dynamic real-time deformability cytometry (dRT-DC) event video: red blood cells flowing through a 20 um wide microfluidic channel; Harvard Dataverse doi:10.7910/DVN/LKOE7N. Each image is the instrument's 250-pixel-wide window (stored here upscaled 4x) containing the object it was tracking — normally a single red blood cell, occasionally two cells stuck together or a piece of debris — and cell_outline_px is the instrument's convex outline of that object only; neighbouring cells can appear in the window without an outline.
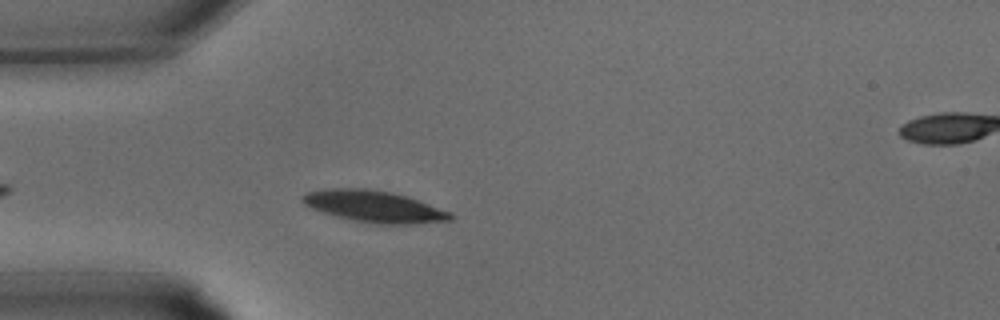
{"species": "common noctule bat (a hibernating species)", "species_latin": "Nyctalus noctula", "temperature_condition": "warm", "stored_images_in_passage": 25, "camera_frame_rate_fps": 3000, "um_per_image_px": 0.085, "animal": {"sex": "male", "body_mass_g": 15.6}, "frame": {"image": 1, "passage_image": 3, "time_ms": 0.667, "image_size_px": [1000, 320], "cell_outline_px": [[456, 216], [452, 220], [412, 224], [376, 224], [356, 220], [324, 212], [312, 208], [304, 204], [300, 200], [300, 196], [308, 192], [328, 188], [364, 188], [392, 192], [452, 212]], "centroid_in_image_um": [31.82, 17.54], "position_along_channel_um": 53.2, "area_um2": 26.93}}
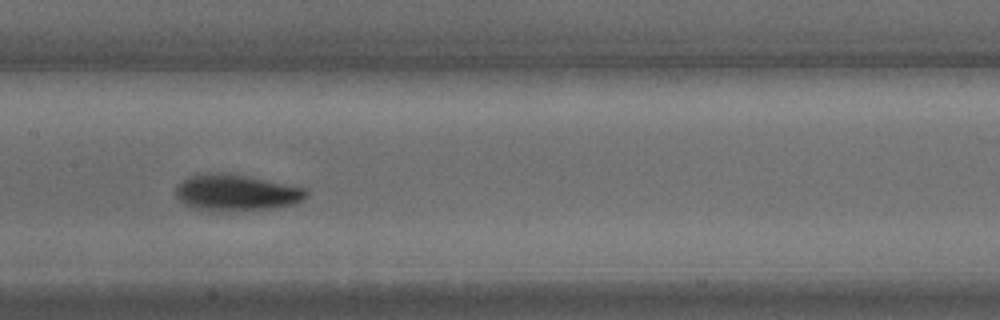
{"frame": {"image": 2, "passage_image": 10, "time_ms": 3.0, "image_size_px": [1000, 320], "cell_outline_px": [[308, 196], [304, 200], [296, 204], [276, 208], [220, 212], [212, 212], [196, 208], [184, 204], [176, 196], [176, 184], [188, 176], [196, 172], [220, 172], [248, 176], [304, 188], [308, 192]], "centroid_in_image_um": [20.04, 16.37], "position_along_channel_um": 187.4, "area_um2": 28.26}}
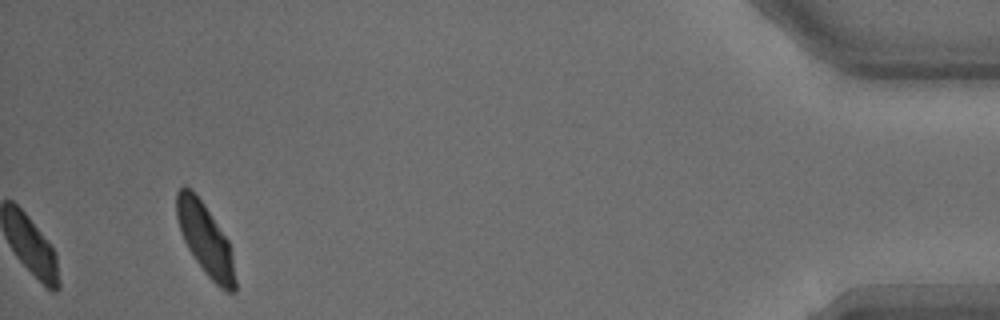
{"frame": {"image": 3, "passage_image": 25, "time_ms": 8.0, "image_size_px": [1000, 320], "cell_outline_px": [[236, 288], [232, 292], [228, 292], [220, 288], [208, 276], [196, 260], [188, 248], [180, 232], [176, 216], [176, 192], [184, 184], [192, 188], [204, 204], [228, 240], [232, 256], [236, 280]], "centroid_in_image_um": [17.43, 20.3], "position_along_channel_um": 417.8, "area_um2": 24.28}}